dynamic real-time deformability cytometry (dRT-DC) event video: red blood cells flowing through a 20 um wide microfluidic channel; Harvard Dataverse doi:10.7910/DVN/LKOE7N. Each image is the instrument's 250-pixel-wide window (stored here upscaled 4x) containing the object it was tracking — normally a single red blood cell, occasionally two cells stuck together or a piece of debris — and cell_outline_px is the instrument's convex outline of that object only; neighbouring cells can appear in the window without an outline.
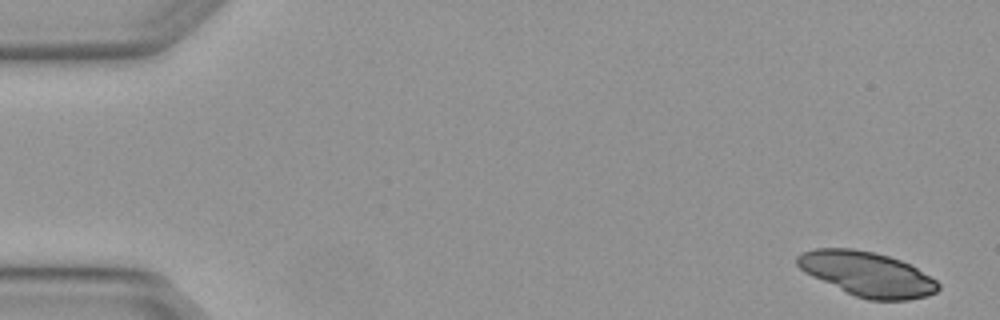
{"species": "Egyptian fruit bat (a non-hibernating species)", "species_latin": "Rousettus aegyptiacus", "temperature_condition": "warm", "stored_images_in_passage": 4, "camera_frame_rate_fps": 3000, "um_per_image_px": 0.085, "animal": {"sex": "female"}, "frame": {"image": 1, "passage_image": 1, "time_ms": 0.0, "image_size_px": [1000, 320], "cell_outline_px": [[940, 288], [936, 292], [928, 296], [908, 300], [868, 300], [856, 296], [812, 276], [804, 272], [796, 264], [796, 256], [800, 252], [816, 248], [852, 248], [872, 252], [888, 256], [900, 260], [916, 268], [936, 280], [940, 284]], "centroid_in_image_um": [73.7, 23.29], "position_along_channel_um": 11.3, "area_um2": 36.36}}